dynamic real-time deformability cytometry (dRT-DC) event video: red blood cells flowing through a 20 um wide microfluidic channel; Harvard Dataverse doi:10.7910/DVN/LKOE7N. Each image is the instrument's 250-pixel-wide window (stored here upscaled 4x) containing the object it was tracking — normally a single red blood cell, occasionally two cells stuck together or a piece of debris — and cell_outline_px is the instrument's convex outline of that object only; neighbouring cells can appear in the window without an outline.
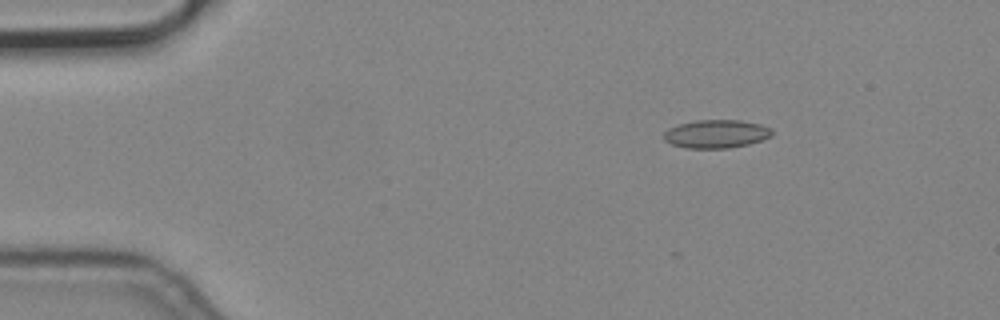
{"species": "common noctule bat (a hibernating species)", "species_latin": "Nyctalus noctula", "temperature_condition": "cold", "stored_images_in_passage": 4, "camera_frame_rate_fps": 3000, "um_per_image_px": 0.085, "animal": {"sex": "male", "body_mass_g": 19.2, "forearm_length_mm": 51.8}, "frame": {"image": 1, "passage_image": 1, "time_ms": 0.0, "image_size_px": [1000, 320], "cell_outline_px": [[772, 136], [748, 144], [728, 148], [684, 148], [672, 144], [664, 140], [664, 132], [668, 128], [676, 124], [696, 120], [740, 120], [760, 124], [772, 128]], "centroid_in_image_um": [60.85, 11.37], "position_along_channel_um": 24.1, "area_um2": 17.92}}
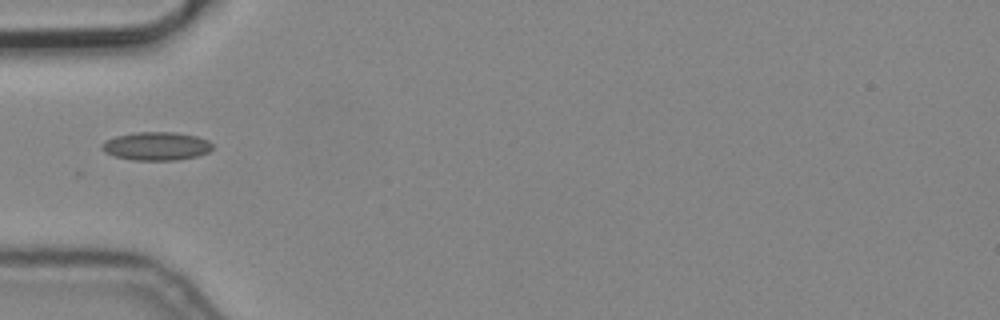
{"frame": {"image": 2, "passage_image": 4, "time_ms": 1.0, "image_size_px": [1000, 320], "cell_outline_px": [[212, 148], [208, 152], [196, 156], [176, 160], [132, 160], [116, 156], [104, 152], [100, 148], [100, 144], [104, 140], [116, 136], [132, 132], [176, 132], [196, 136], [208, 140], [212, 144]], "centroid_in_image_um": [13.25, 12.41], "position_along_channel_um": 71.8, "area_um2": 18.38}}